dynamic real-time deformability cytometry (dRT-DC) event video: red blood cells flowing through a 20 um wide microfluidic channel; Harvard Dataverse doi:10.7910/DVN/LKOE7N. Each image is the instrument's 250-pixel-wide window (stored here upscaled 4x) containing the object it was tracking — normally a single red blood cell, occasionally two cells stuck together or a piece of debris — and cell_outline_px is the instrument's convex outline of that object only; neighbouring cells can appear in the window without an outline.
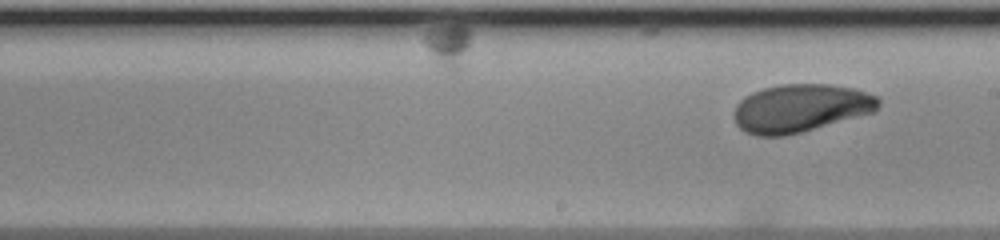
{"species": "human", "species_latin": "Homo sapiens", "temperature_condition": "room temperature", "stored_images_in_passage": 27, "camera_frame_rate_fps": 3000, "um_per_image_px": 0.085, "donor": {"sex": "male"}, "frame": {"image": 1, "passage_image": 27, "time_ms": 8.667, "image_size_px": [1000, 240], "cell_outline_px": [[880, 104], [876, 112], [800, 132], [784, 136], [756, 136], [744, 132], [736, 124], [732, 112], [736, 104], [740, 100], [752, 92], [764, 88], [780, 84], [828, 84], [852, 88], [876, 96], [880, 100]], "centroid_in_image_um": [68.02, 9.2], "position_along_channel_um": 221.0, "area_um2": 40.58}}